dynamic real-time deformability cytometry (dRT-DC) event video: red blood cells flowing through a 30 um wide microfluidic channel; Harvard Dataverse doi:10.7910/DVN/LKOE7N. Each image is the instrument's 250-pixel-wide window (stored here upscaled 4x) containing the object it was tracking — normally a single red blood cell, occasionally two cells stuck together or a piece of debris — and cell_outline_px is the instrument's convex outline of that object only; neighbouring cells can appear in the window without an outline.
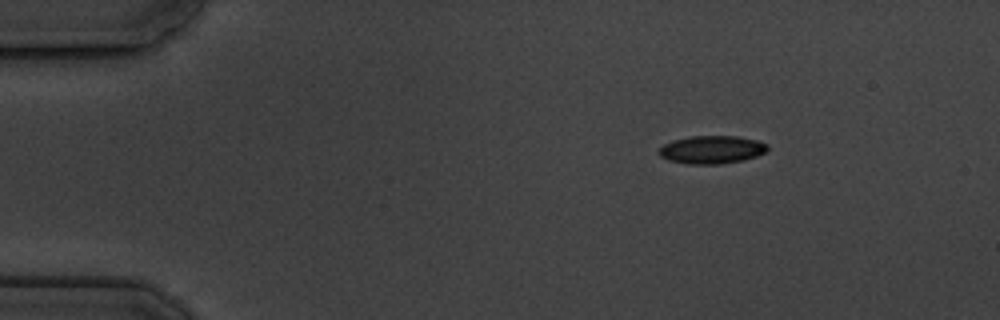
{"species": "common noctule bat (a hibernating species)", "species_latin": "Nyctalus noctula", "temperature_condition": "cold", "stored_images_in_passage": 3, "camera_frame_rate_fps": 3000, "um_per_image_px": 0.085, "animal": {"sex": "male", "body_mass_g": 19.5, "forearm_length_mm": 54.6}, "frame": {"image": 1, "passage_image": 1, "time_ms": 0.0, "image_size_px": [1000, 320], "cell_outline_px": [[768, 148], [764, 152], [756, 156], [744, 160], [720, 164], [688, 164], [668, 160], [660, 156], [656, 152], [664, 144], [672, 140], [692, 136], [736, 136], [756, 140], [768, 144]], "centroid_in_image_um": [60.47, 12.72], "position_along_channel_um": 24.5, "area_um2": 17.74}}